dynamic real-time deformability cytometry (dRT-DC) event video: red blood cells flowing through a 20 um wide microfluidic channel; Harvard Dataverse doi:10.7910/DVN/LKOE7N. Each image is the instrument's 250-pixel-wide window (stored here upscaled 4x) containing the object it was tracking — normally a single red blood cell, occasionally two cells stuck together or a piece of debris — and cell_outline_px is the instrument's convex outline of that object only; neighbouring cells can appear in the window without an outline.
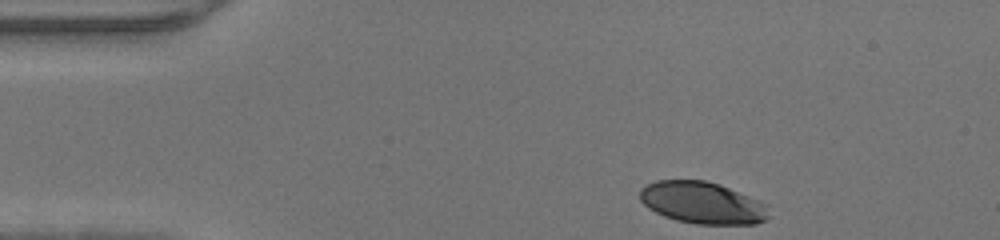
{"species": "human", "species_latin": "Homo sapiens", "temperature_condition": "warm", "stored_images_in_passage": 32, "camera_frame_rate_fps": 3000, "um_per_image_px": 0.085, "donor": {"sex": "male"}, "frame": {"image": 1, "passage_image": 1, "time_ms": 0.0, "image_size_px": [1000, 240], "cell_outline_px": [[768, 220], [756, 224], [696, 224], [676, 220], [664, 216], [648, 208], [640, 200], [640, 188], [656, 180], [704, 180], [720, 184], [760, 200], [764, 204], [768, 216]], "centroid_in_image_um": [59.69, 17.23], "position_along_channel_um": 25.3, "area_um2": 31.5}}
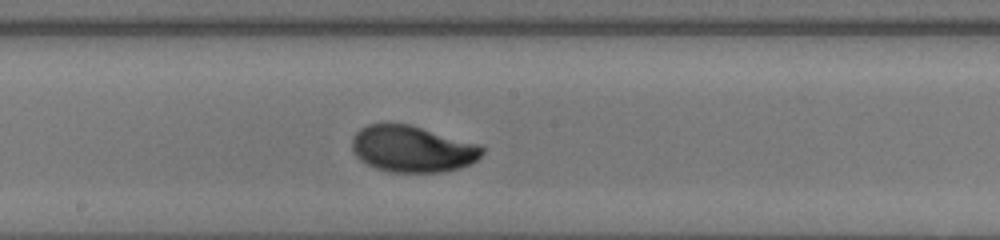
{"frame": {"image": 2, "passage_image": 19, "time_ms": 6.0, "image_size_px": [1000, 240], "cell_outline_px": [[484, 152], [476, 160], [460, 168], [444, 172], [392, 172], [376, 168], [360, 160], [352, 152], [352, 136], [360, 128], [368, 124], [384, 120], [408, 124], [480, 144], [484, 148]], "centroid_in_image_um": [35.0, 12.63], "position_along_channel_um": 213.2, "area_um2": 35.78}}
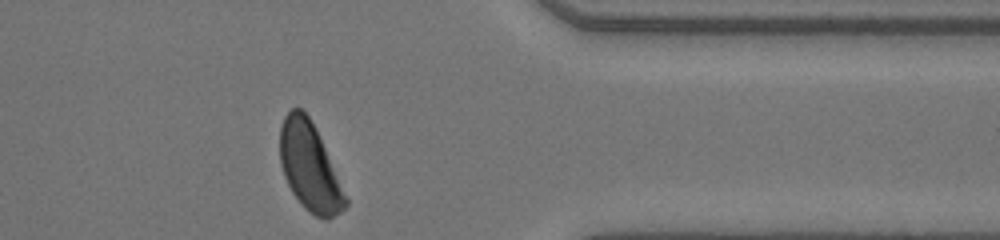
{"frame": {"image": 3, "passage_image": 32, "time_ms": 10.333, "image_size_px": [1000, 240], "cell_outline_px": [[348, 204], [340, 212], [328, 220], [324, 220], [308, 212], [300, 204], [292, 192], [284, 176], [280, 164], [280, 128], [284, 116], [292, 108], [300, 108], [308, 116], [324, 148], [348, 200]], "centroid_in_image_um": [26.29, 14.23], "position_along_channel_um": 385.1, "area_um2": 32.95}}